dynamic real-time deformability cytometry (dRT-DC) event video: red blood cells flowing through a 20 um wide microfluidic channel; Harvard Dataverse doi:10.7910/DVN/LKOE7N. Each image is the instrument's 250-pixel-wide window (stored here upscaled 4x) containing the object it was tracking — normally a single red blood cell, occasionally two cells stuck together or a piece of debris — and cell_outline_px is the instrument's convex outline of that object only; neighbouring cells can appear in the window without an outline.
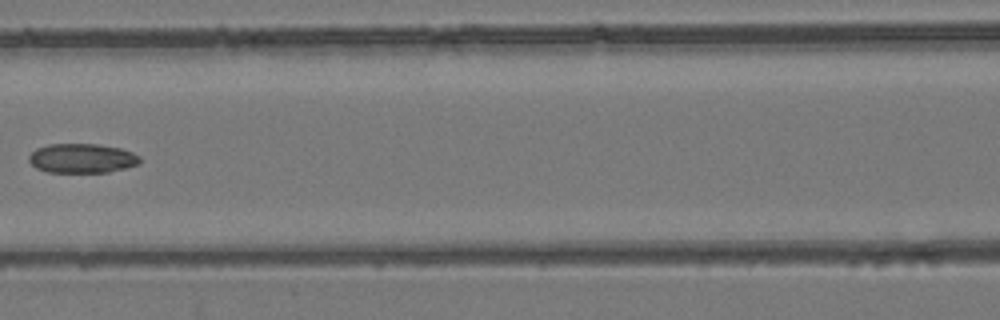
{"species": "common noctule bat (a hibernating species)", "species_latin": "Nyctalus noctula", "temperature_condition": "room temperature", "stored_images_in_passage": 8, "camera_frame_rate_fps": 3000, "um_per_image_px": 0.085, "animal": {"sex": "female", "body_mass_g": 24.6, "forearm_length_mm": 56.2}, "frame": {"image": 1, "passage_image": 7, "time_ms": 7.667, "image_size_px": [1000, 320], "cell_outline_px": [[140, 164], [108, 172], [48, 172], [36, 168], [28, 160], [28, 156], [36, 148], [48, 144], [96, 144], [120, 148], [132, 152], [140, 156]], "centroid_in_image_um": [6.96, 13.45], "position_along_channel_um": 159.6, "area_um2": 19.02}}